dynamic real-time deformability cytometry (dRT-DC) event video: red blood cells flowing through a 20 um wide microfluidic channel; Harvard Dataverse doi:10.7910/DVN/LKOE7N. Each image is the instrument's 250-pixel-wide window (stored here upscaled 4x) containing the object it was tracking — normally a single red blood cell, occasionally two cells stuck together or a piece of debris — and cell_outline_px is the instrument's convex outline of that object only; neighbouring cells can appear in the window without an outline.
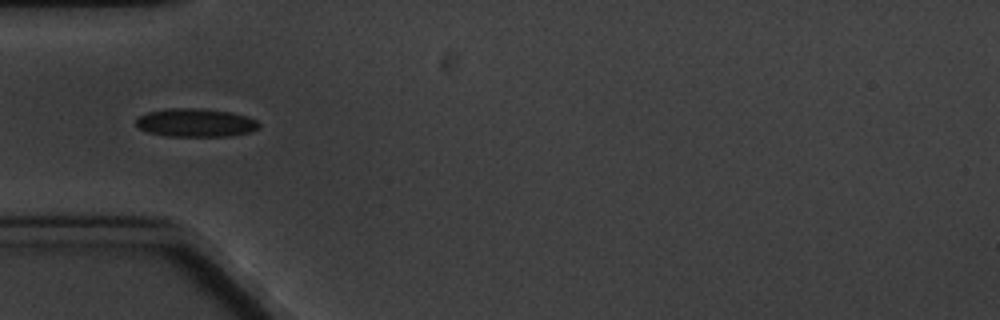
{"species": "common noctule bat (a hibernating species)", "species_latin": "Nyctalus noctula", "temperature_condition": "cold", "stored_images_in_passage": 7, "camera_frame_rate_fps": 3000, "um_per_image_px": 0.085, "animal": {"sex": "male", "body_mass_g": 20.1, "forearm_length_mm": 53.5}, "frame": {"image": 1, "passage_image": 4, "time_ms": 4.333, "image_size_px": [1000, 320], "cell_outline_px": [[260, 128], [248, 132], [232, 136], [168, 136], [148, 132], [136, 128], [136, 120], [140, 116], [148, 112], [168, 108], [196, 108], [232, 112], [256, 120], [260, 124]], "centroid_in_image_um": [16.61, 10.43], "position_along_channel_um": 68.4, "area_um2": 20.29}}
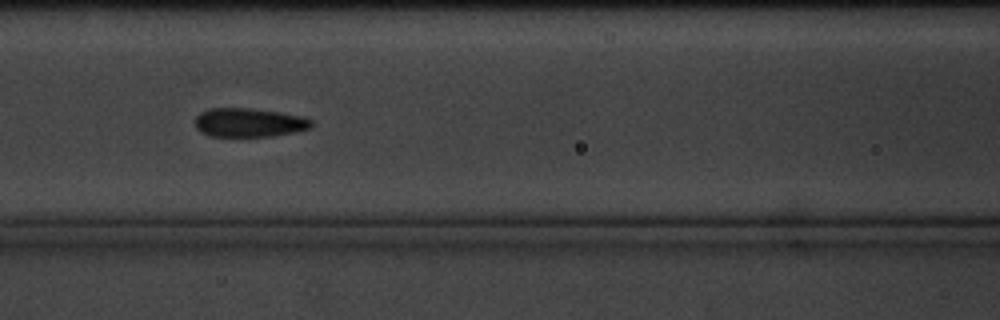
{"frame": {"image": 2, "passage_image": 6, "time_ms": 6.667, "image_size_px": [1000, 320], "cell_outline_px": [[312, 124], [308, 128], [292, 132], [272, 136], [208, 136], [200, 132], [196, 128], [196, 116], [200, 112], [208, 108], [248, 108], [280, 112], [304, 116], [312, 120]], "centroid_in_image_um": [21.13, 10.41], "position_along_channel_um": 145.5, "area_um2": 19.54}}